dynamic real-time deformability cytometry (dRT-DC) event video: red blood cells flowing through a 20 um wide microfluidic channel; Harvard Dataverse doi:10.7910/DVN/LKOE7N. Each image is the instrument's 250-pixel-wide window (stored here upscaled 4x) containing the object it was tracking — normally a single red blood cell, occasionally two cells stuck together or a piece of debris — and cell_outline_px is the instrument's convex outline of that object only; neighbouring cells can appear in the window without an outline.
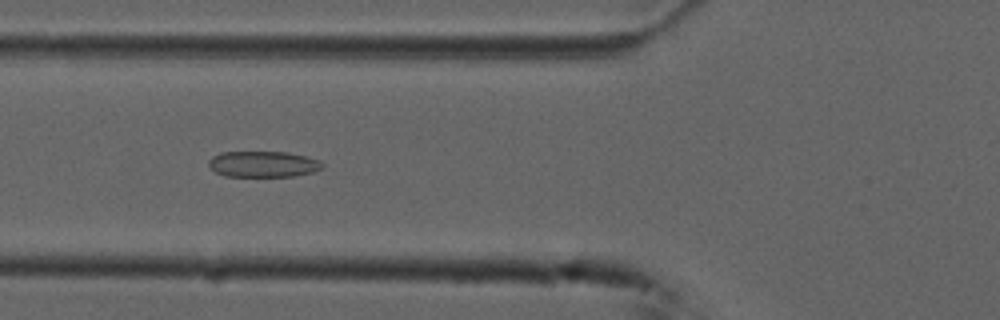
{"species": "common noctule bat (a hibernating species)", "species_latin": "Nyctalus noctula", "temperature_condition": "cold", "stored_images_in_passage": 53, "camera_frame_rate_fps": 3000, "um_per_image_px": 0.085, "animal": {"sex": "male", "forearm_length_mm": 52.5}, "frame": {"image": 1, "passage_image": 19, "time_ms": 6.0, "image_size_px": [1000, 320], "cell_outline_px": [[324, 168], [312, 172], [292, 176], [224, 176], [216, 172], [208, 164], [208, 160], [212, 156], [220, 152], [288, 152], [320, 160], [324, 164]], "centroid_in_image_um": [22.37, 13.94], "position_along_channel_um": 103.4, "area_um2": 17.22}}
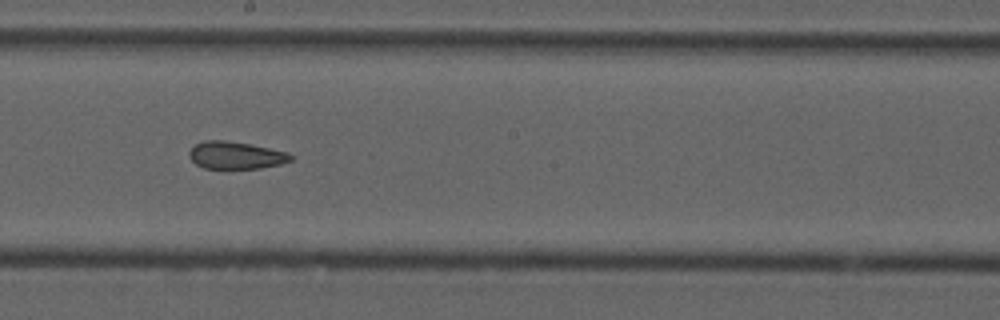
{"frame": {"image": 2, "passage_image": 29, "time_ms": 9.333, "image_size_px": [1000, 320], "cell_outline_px": [[292, 160], [280, 164], [260, 168], [204, 168], [196, 164], [188, 156], [188, 152], [196, 144], [204, 140], [224, 140], [248, 144], [288, 152], [292, 156]], "centroid_in_image_um": [20.02, 13.2], "position_along_channel_um": 228.2, "area_um2": 16.01}}
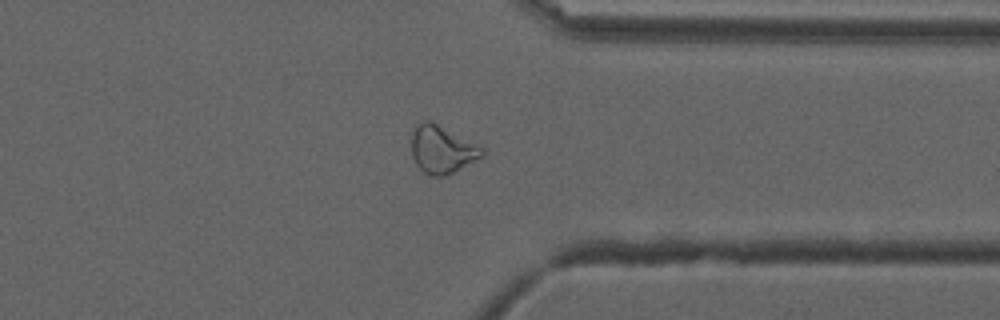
{"frame": {"image": 3, "passage_image": 41, "time_ms": 13.333, "image_size_px": [1000, 320], "cell_outline_px": [[484, 152], [480, 156], [452, 172], [444, 176], [432, 176], [424, 172], [416, 164], [412, 156], [412, 132], [424, 120], [428, 120], [484, 148]], "centroid_in_image_um": [37.52, 12.72], "position_along_channel_um": 373.9, "area_um2": 18.73}, "authors_computed_cell_mechanics": {"area_um2": 19.7676, "velocity_mm_per_s": 3.7273, "shape_relaxation_time_tau1_ms": null, "shape_relaxation_time_tau2_ms": 2.5865, "deformation_change_tau1": null, "deformation_change_tau2": 0.0895}}